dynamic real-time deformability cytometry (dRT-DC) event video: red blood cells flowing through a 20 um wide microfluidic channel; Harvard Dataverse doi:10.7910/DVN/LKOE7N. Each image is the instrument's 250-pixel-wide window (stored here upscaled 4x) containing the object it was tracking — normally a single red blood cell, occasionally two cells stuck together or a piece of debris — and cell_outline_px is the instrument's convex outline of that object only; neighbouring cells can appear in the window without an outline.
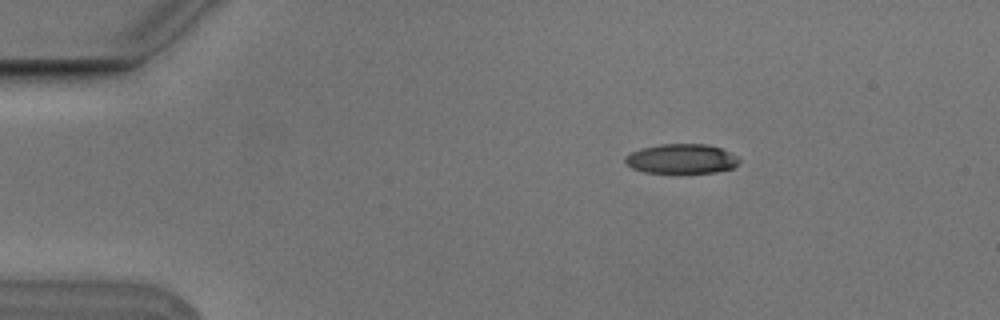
{"species": "Egyptian fruit bat (a non-hibernating species)", "species_latin": "Rousettus aegyptiacus", "temperature_condition": "cold", "stored_images_in_passage": 4, "camera_frame_rate_fps": 3000, "um_per_image_px": 0.085, "animal": {"sex": "male"}, "frame": {"image": 1, "passage_image": 2, "time_ms": 0.333, "image_size_px": [1000, 320], "cell_outline_px": [[740, 164], [732, 168], [716, 172], [680, 176], [676, 176], [644, 172], [632, 168], [624, 160], [624, 156], [640, 148], [660, 144], [708, 144], [720, 148], [740, 156]], "centroid_in_image_um": [57.95, 13.55], "position_along_channel_um": 27.0, "area_um2": 20.81}}